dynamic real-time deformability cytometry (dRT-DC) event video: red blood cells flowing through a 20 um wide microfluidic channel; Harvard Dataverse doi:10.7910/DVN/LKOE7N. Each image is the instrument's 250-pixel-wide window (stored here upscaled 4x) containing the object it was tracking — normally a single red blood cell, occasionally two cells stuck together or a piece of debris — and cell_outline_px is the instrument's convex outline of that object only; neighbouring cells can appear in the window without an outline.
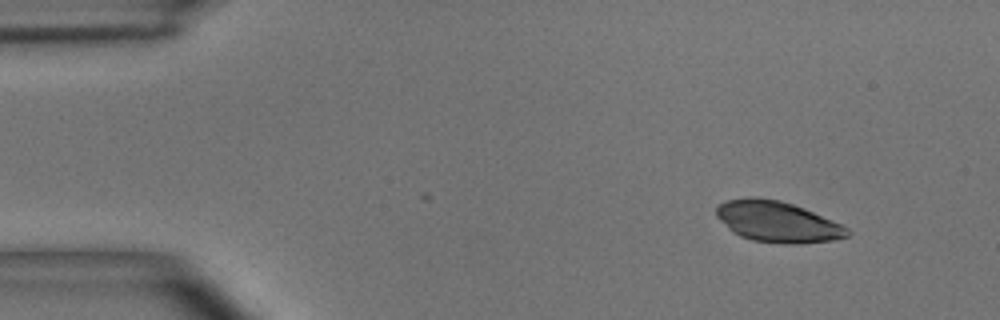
{"species": "common noctule bat (a hibernating species)", "species_latin": "Nyctalus noctula", "temperature_condition": "room temperature", "stored_images_in_passage": 50, "camera_frame_rate_fps": 3000, "um_per_image_px": 0.085, "animal": {"sex": "male", "body_mass_g": 15.6}, "frame": {"image": 1, "passage_image": 1, "time_ms": 0.0, "image_size_px": [1000, 320], "cell_outline_px": [[852, 232], [848, 236], [832, 240], [796, 244], [784, 244], [752, 240], [740, 236], [732, 232], [716, 216], [716, 208], [724, 200], [752, 196], [756, 196], [780, 200], [804, 208], [840, 224], [848, 228]], "centroid_in_image_um": [66.05, 18.84], "position_along_channel_um": 18.9, "area_um2": 31.27}}
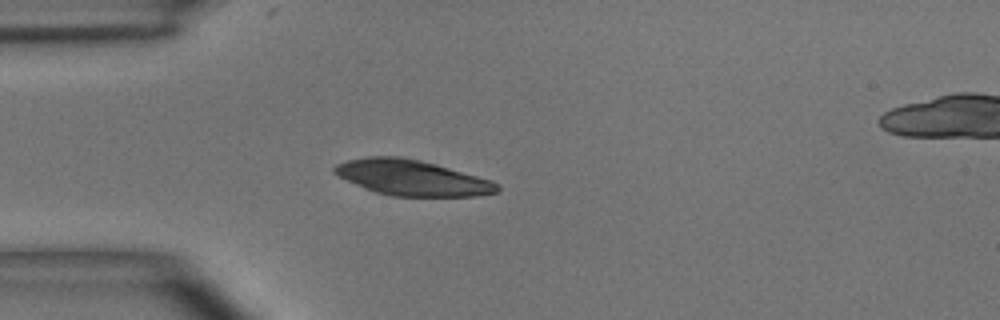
{"frame": {"image": 2, "passage_image": 10, "time_ms": 3.0, "image_size_px": [1000, 320], "cell_outline_px": [[500, 188], [496, 192], [476, 196], [392, 196], [376, 192], [364, 188], [336, 176], [332, 172], [332, 168], [336, 164], [348, 160], [364, 156], [400, 156], [420, 160], [436, 164], [492, 180], [500, 184]], "centroid_in_image_um": [34.98, 15.1], "position_along_channel_um": 50.0, "area_um2": 33.87}}
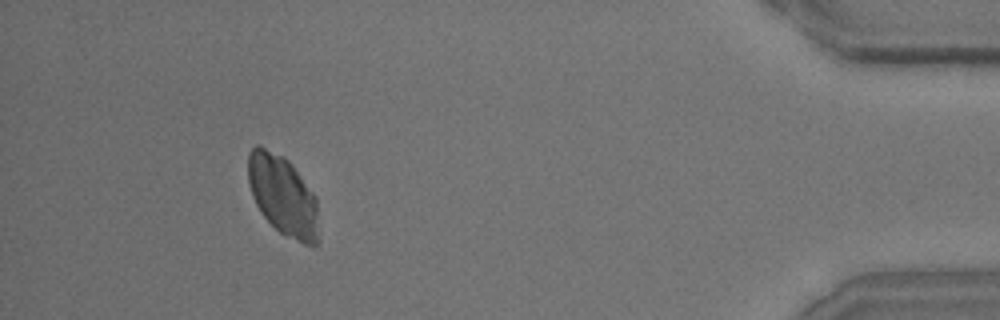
{"frame": {"image": 3, "passage_image": 46, "time_ms": 15.0, "image_size_px": [1000, 320], "cell_outline_px": [[320, 240], [316, 248], [304, 244], [280, 232], [264, 216], [256, 204], [252, 196], [248, 184], [248, 152], [256, 144], [260, 144], [288, 160], [292, 164], [316, 196]], "centroid_in_image_um": [24.07, 16.63], "position_along_channel_um": 411.1, "area_um2": 33.29}}